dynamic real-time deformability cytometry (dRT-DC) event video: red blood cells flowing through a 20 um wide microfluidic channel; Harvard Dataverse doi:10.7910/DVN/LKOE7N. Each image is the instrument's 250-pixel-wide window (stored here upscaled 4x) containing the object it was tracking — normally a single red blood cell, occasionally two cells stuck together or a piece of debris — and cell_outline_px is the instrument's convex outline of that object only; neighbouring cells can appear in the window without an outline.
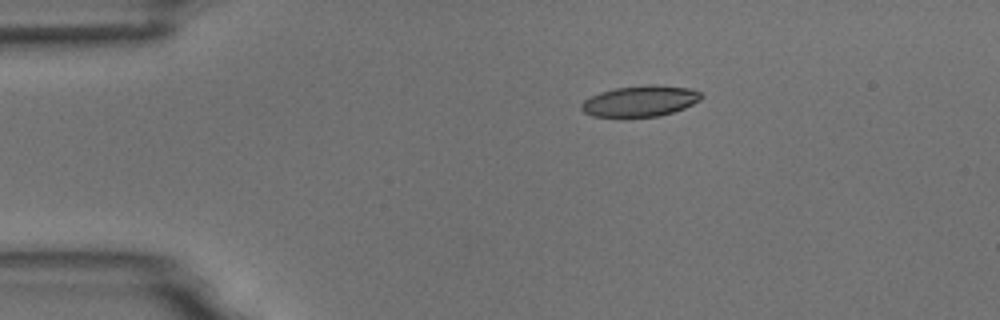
{"species": "common noctule bat (a hibernating species)", "species_latin": "Nyctalus noctula", "temperature_condition": "room temperature", "stored_images_in_passage": 2, "camera_frame_rate_fps": 3000, "um_per_image_px": 0.085, "animal": {"sex": "male", "body_mass_g": 18.8}, "frame": {"image": 1, "passage_image": 1, "time_ms": 0.0, "image_size_px": [1000, 320], "cell_outline_px": [[704, 96], [700, 100], [684, 108], [672, 112], [656, 116], [620, 120], [592, 116], [584, 112], [580, 108], [580, 104], [584, 100], [600, 92], [616, 88], [648, 84], [656, 84], [688, 88], [700, 92]], "centroid_in_image_um": [54.36, 8.63], "position_along_channel_um": 30.6, "area_um2": 22.31}}